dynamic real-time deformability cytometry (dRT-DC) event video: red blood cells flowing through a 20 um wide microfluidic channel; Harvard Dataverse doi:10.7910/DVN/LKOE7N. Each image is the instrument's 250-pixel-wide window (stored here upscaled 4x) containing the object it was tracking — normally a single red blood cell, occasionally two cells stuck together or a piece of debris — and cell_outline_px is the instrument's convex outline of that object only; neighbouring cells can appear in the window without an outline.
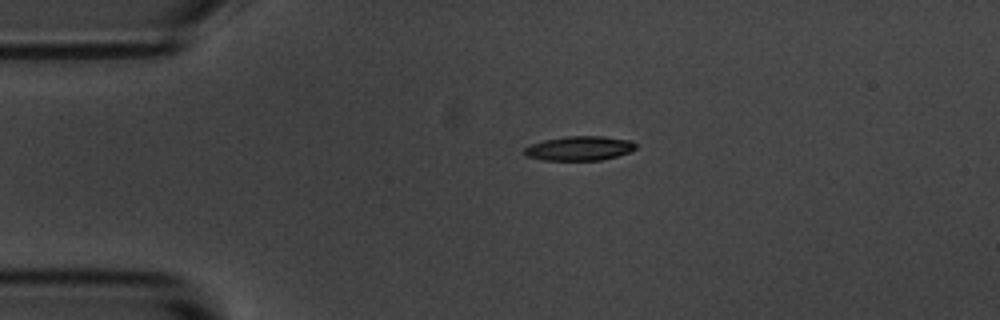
{"species": "common noctule bat (a hibernating species)", "species_latin": "Nyctalus noctula", "temperature_condition": "room temperature", "stored_images_in_passage": 2, "camera_frame_rate_fps": 3000, "um_per_image_px": 0.085, "animal": {"sex": "male", "body_mass_g": 20.1, "forearm_length_mm": 53.5}, "frame": {"image": 1, "passage_image": 1, "time_ms": 0.0, "image_size_px": [1000, 320], "cell_outline_px": [[636, 148], [628, 152], [616, 156], [600, 160], [544, 160], [524, 156], [524, 148], [532, 144], [544, 140], [568, 136], [604, 136], [632, 140], [636, 144]], "centroid_in_image_um": [49.25, 12.6], "position_along_channel_um": 35.8, "area_um2": 15.78}}